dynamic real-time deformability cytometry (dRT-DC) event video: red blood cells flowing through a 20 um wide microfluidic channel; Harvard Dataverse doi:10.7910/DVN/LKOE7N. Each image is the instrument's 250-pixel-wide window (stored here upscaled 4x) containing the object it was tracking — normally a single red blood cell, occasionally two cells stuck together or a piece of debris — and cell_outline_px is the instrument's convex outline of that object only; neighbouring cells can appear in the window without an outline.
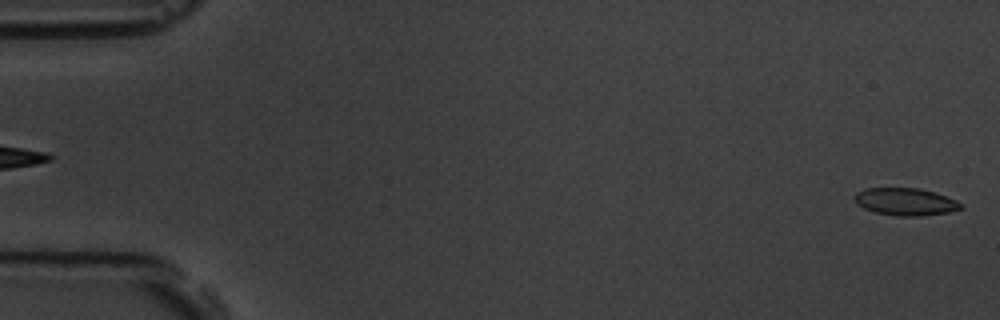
{"species": "common noctule bat (a hibernating species)", "species_latin": "Nyctalus noctula", "temperature_condition": "room temperature", "stored_images_in_passage": 6, "segment_of_instrument_passage": [2, 2], "camera_frame_rate_fps": 3000, "um_per_image_px": 0.085, "animal": {"sex": "male", "body_mass_g": 19.5, "forearm_length_mm": 54.6}, "frame": {"image": 1, "passage_image": 6, "time_ms": 5.667, "image_size_px": [1000, 320], "cell_outline_px": [[964, 208], [948, 212], [920, 216], [896, 216], [876, 212], [864, 208], [856, 204], [856, 192], [864, 188], [920, 188], [956, 200]], "centroid_in_image_um": [76.95, 17.15], "position_along_channel_um": 8.1, "area_um2": 16.76}}